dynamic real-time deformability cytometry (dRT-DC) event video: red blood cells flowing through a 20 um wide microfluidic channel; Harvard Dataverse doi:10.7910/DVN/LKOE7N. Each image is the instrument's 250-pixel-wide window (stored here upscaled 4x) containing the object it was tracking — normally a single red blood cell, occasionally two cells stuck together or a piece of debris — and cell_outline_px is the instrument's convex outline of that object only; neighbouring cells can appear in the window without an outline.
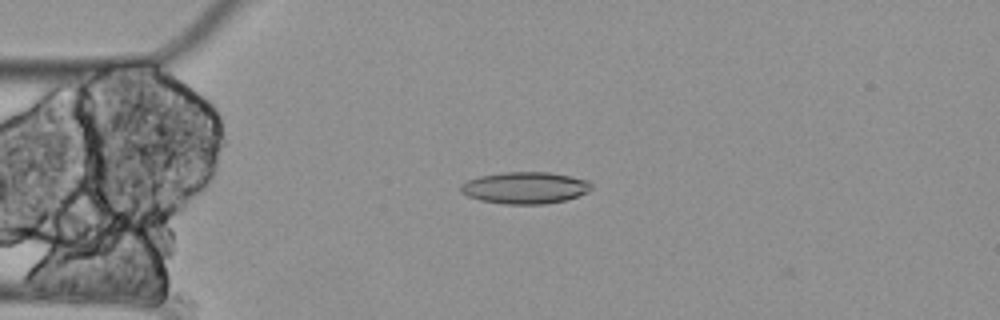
{"species": "Egyptian fruit bat (a non-hibernating species)", "species_latin": "Rousettus aegyptiacus", "temperature_condition": "cold", "stored_images_in_passage": 4, "camera_frame_rate_fps": 3000, "um_per_image_px": 0.085, "animal": {"sex": "female"}, "frame": {"image": 1, "passage_image": 3, "time_ms": 0.667, "image_size_px": [1000, 320], "cell_outline_px": [[592, 188], [588, 192], [564, 200], [544, 204], [504, 204], [480, 200], [468, 196], [460, 192], [460, 184], [468, 180], [480, 176], [504, 172], [548, 172], [572, 176], [588, 180], [592, 184]], "centroid_in_image_um": [44.63, 15.96], "position_along_channel_um": 40.4, "area_um2": 24.22}}